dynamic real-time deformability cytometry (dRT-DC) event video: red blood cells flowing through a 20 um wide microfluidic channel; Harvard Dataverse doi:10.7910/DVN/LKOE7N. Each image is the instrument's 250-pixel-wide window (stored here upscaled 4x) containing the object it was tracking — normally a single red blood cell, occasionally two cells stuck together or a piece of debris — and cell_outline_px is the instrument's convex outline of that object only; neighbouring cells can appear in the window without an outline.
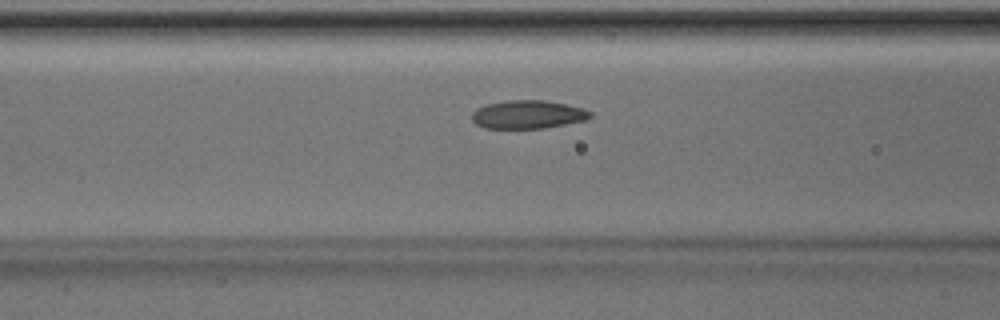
{"species": "Egyptian fruit bat (a non-hibernating species)", "species_latin": "Rousettus aegyptiacus", "temperature_condition": "room temperature", "stored_images_in_passage": 37, "camera_frame_rate_fps": 3000, "um_per_image_px": 0.085, "animal": {"sex": "male"}, "frame": {"image": 1, "passage_image": 16, "time_ms": 5.0, "image_size_px": [1000, 320], "cell_outline_px": [[592, 116], [588, 120], [544, 128], [484, 128], [476, 124], [472, 120], [472, 112], [476, 108], [488, 104], [508, 100], [544, 100], [584, 108], [592, 112]], "centroid_in_image_um": [44.89, 9.73], "position_along_channel_um": 121.7, "area_um2": 19.59}}
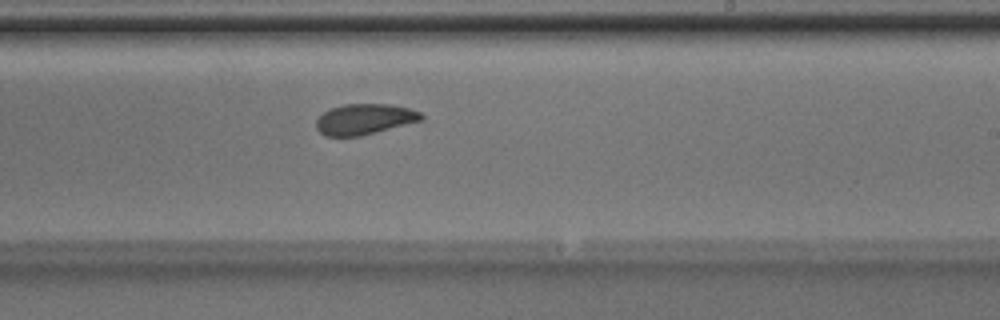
{"frame": {"image": 2, "passage_image": 26, "time_ms": 8.333, "image_size_px": [1000, 320], "cell_outline_px": [[424, 120], [360, 136], [324, 136], [316, 128], [316, 120], [324, 112], [332, 108], [344, 104], [388, 104], [408, 108], [420, 112], [424, 116]], "centroid_in_image_um": [30.99, 10.13], "position_along_channel_um": 258.0, "area_um2": 18.73}}
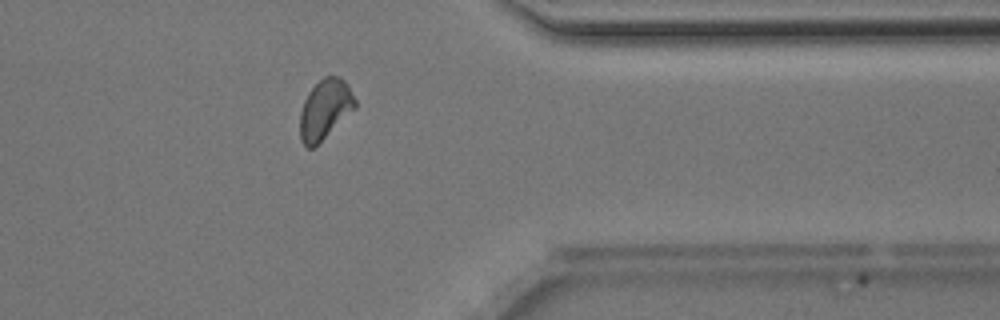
{"frame": {"image": 3, "passage_image": 36, "time_ms": 11.667, "image_size_px": [1000, 320], "cell_outline_px": [[356, 108], [312, 148], [308, 148], [300, 140], [300, 112], [304, 100], [308, 92], [324, 76], [340, 76], [348, 84], [356, 100]], "centroid_in_image_um": [27.63, 9.26], "position_along_channel_um": 383.8, "area_um2": 19.02}}